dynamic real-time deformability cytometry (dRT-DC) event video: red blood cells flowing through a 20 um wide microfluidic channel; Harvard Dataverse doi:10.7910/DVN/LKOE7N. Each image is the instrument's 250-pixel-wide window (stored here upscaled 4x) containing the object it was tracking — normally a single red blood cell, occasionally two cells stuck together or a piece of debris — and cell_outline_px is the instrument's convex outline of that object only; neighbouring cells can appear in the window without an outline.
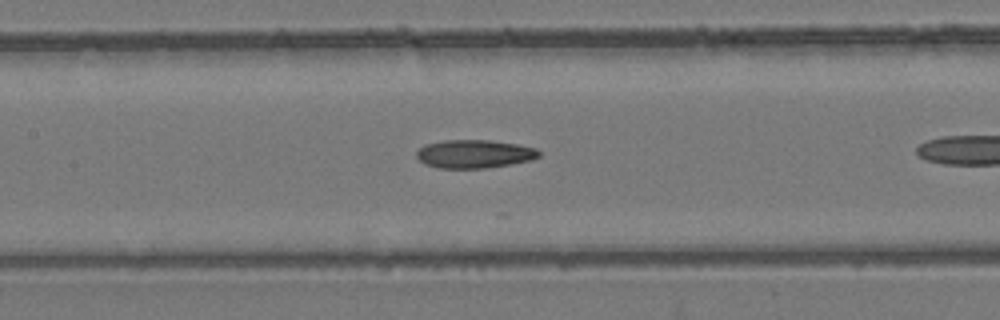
{"species": "common noctule bat (a hibernating species)", "species_latin": "Nyctalus noctula", "temperature_condition": "room temperature", "stored_images_in_passage": 16, "camera_frame_rate_fps": 3000, "um_per_image_px": 0.085, "animal": {"sex": "female", "body_mass_g": 24.6, "forearm_length_mm": 56.2}, "frame": {"image": 1, "passage_image": 10, "time_ms": 3.0, "image_size_px": [1000, 320], "cell_outline_px": [[540, 156], [528, 160], [508, 164], [484, 168], [440, 168], [424, 164], [416, 156], [416, 152], [424, 144], [444, 140], [488, 140], [516, 144], [536, 148], [540, 152]], "centroid_in_image_um": [40.27, 13.07], "position_along_channel_um": 167.1, "area_um2": 20.0}}
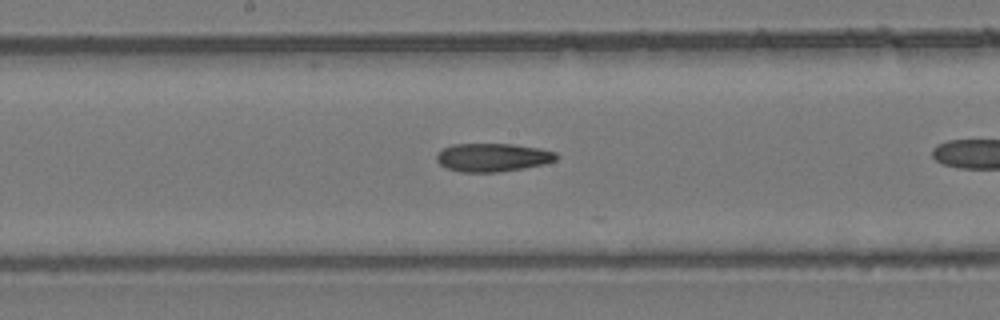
{"frame": {"image": 2, "passage_image": 13, "time_ms": 4.0, "image_size_px": [1000, 320], "cell_outline_px": [[560, 156], [556, 160], [544, 164], [524, 168], [496, 172], [460, 172], [448, 168], [440, 164], [436, 160], [436, 152], [452, 144], [512, 144], [540, 148], [556, 152]], "centroid_in_image_um": [41.88, 13.37], "position_along_channel_um": 206.3, "area_um2": 19.88}}